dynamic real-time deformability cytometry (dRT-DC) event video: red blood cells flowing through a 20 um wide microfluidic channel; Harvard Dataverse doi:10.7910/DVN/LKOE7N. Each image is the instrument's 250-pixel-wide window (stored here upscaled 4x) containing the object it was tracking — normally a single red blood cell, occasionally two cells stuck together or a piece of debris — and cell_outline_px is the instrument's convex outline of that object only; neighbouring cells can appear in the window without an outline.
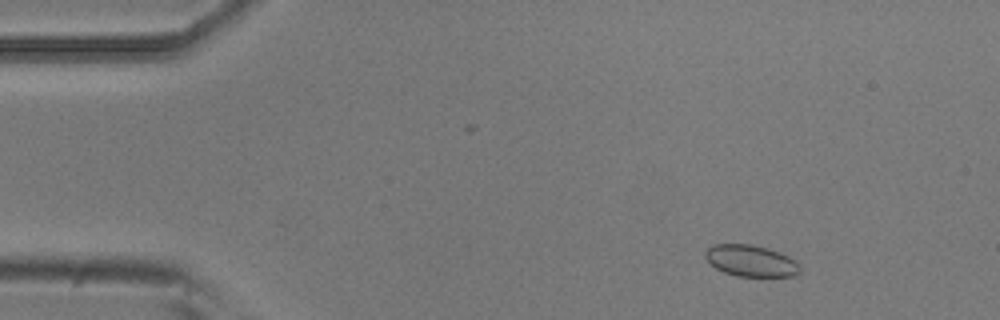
{"species": "common noctule bat (a hibernating species)", "species_latin": "Nyctalus noctula", "temperature_condition": "room temperature", "stored_images_in_passage": 47, "camera_frame_rate_fps": 3000, "um_per_image_px": 0.085, "animal": {"sex": "male", "body_mass_g": 20.5, "forearm_length_mm": 52.5}, "frame": {"image": 1, "passage_image": 6, "time_ms": 1.667, "image_size_px": [1000, 320], "cell_outline_px": [[800, 272], [796, 276], [736, 276], [724, 272], [716, 268], [704, 256], [704, 252], [712, 244], [752, 244], [768, 248], [780, 252], [796, 260], [800, 268]], "centroid_in_image_um": [63.84, 22.16], "position_along_channel_um": 21.2, "area_um2": 17.46}}
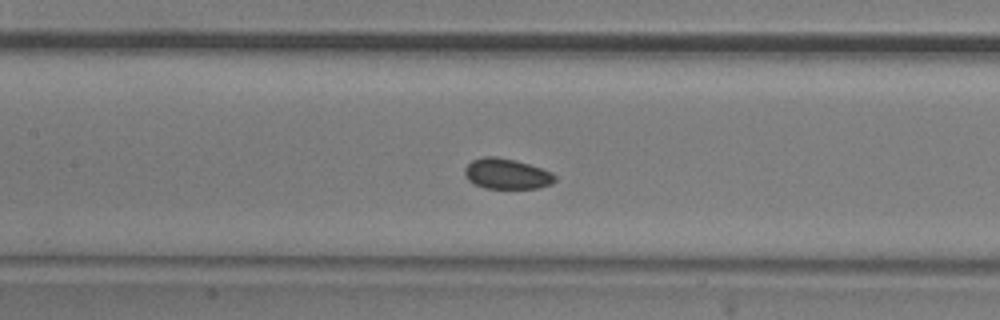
{"frame": {"image": 2, "passage_image": 24, "time_ms": 7.667, "image_size_px": [1000, 320], "cell_outline_px": [[556, 180], [552, 184], [540, 188], [484, 188], [468, 180], [464, 176], [464, 168], [472, 160], [484, 156], [496, 156], [528, 164], [552, 172], [556, 176]], "centroid_in_image_um": [43.06, 14.78], "position_along_channel_um": 164.3, "area_um2": 16.01}}
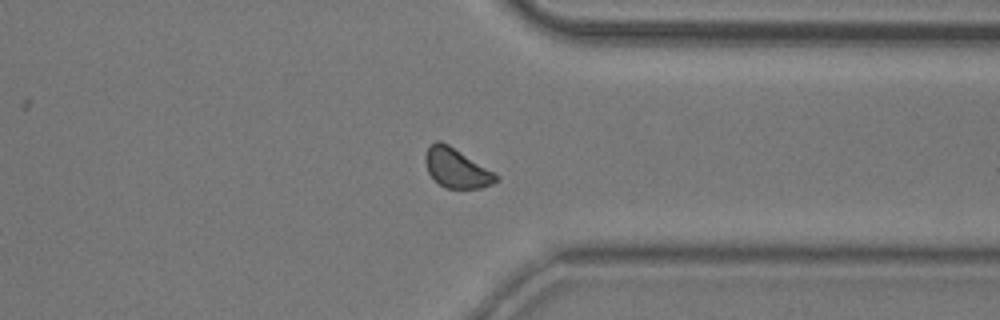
{"frame": {"image": 3, "passage_image": 41, "time_ms": 13.333, "image_size_px": [1000, 320], "cell_outline_px": [[500, 180], [492, 184], [480, 188], [448, 188], [440, 184], [428, 172], [424, 160], [424, 156], [428, 148], [436, 140], [440, 140], [448, 144], [496, 172], [500, 176]], "centroid_in_image_um": [38.85, 14.28], "position_along_channel_um": 372.6, "area_um2": 16.3}, "authors_computed_cell_mechanics": {"area_um2": 16.473, "velocity_mm_per_s": 3.7236, "shape_relaxation_time_tau1_ms": null, "shape_relaxation_time_tau2_ms": 3.515, "deformation_change_tau1": null, "deformation_change_tau2": 0.0645}}